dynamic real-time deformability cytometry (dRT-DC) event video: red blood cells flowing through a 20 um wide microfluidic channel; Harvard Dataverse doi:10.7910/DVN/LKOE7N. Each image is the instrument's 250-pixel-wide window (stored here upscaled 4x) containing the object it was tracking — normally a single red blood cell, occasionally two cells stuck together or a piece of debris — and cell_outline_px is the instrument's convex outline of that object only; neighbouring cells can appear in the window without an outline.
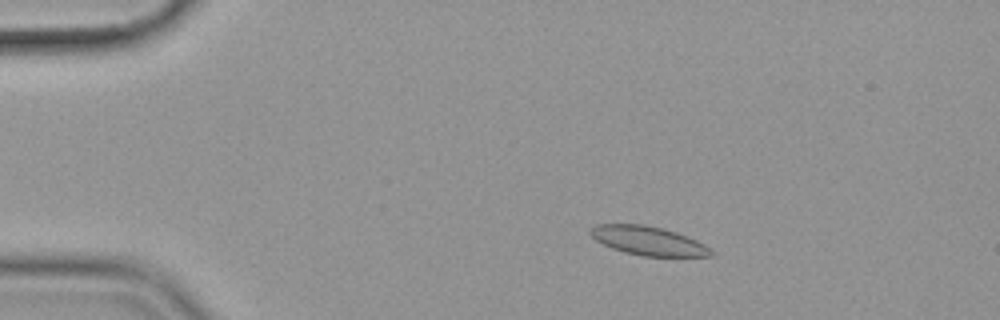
{"species": "common noctule bat (a hibernating species)", "species_latin": "Nyctalus noctula", "temperature_condition": "cold", "stored_images_in_passage": 56, "camera_frame_rate_fps": 3000, "um_per_image_px": 0.085, "animal": {"sex": "female", "body_mass_g": 19.9}, "frame": {"image": 1, "passage_image": 10, "time_ms": 3.0, "image_size_px": [1000, 320], "cell_outline_px": [[716, 256], [640, 256], [624, 252], [612, 248], [596, 240], [588, 232], [596, 224], [644, 224], [676, 232], [688, 236], [704, 244], [716, 252]], "centroid_in_image_um": [55.14, 20.47], "position_along_channel_um": 29.9, "area_um2": 20.35}}
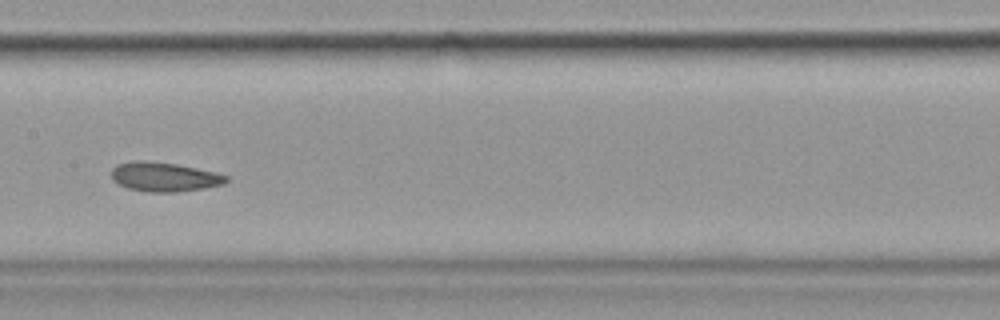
{"frame": {"image": 2, "passage_image": 29, "time_ms": 9.333, "image_size_px": [1000, 320], "cell_outline_px": [[228, 180], [224, 184], [204, 188], [176, 192], [148, 192], [128, 188], [116, 184], [112, 180], [112, 168], [116, 164], [136, 160], [144, 160], [176, 164], [216, 172], [228, 176]], "centroid_in_image_um": [13.94, 15.03], "position_along_channel_um": 193.5, "area_um2": 19.71}}
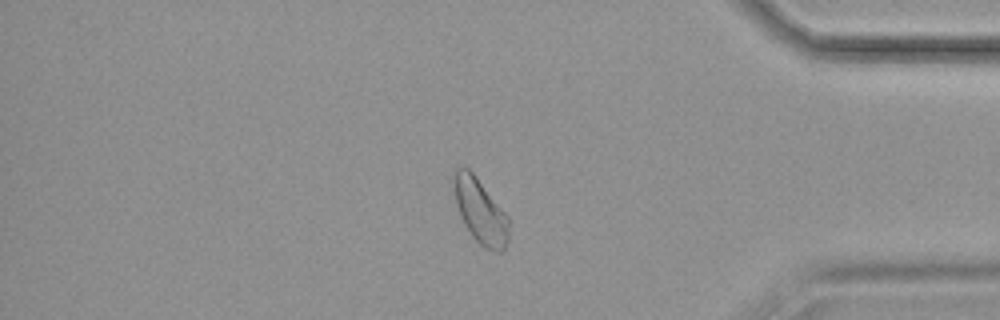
{"frame": {"image": 3, "passage_image": 48, "time_ms": 15.667, "image_size_px": [1000, 320], "cell_outline_px": [[508, 240], [504, 252], [492, 252], [484, 248], [472, 236], [460, 216], [448, 180], [456, 168], [468, 168], [476, 176], [508, 216]], "centroid_in_image_um": [40.77, 17.91], "position_along_channel_um": 394.4, "area_um2": 21.27}, "authors_computed_cell_mechanics": {"area_um2": 20.3456, "velocity_mm_per_s": 3.5495, "shape_relaxation_time_tau1_ms": 9.7128, "shape_relaxation_time_tau2_ms": 2.3872, "deformation_change_tau1": 0.1696, "deformation_change_tau2": 0.0819}}